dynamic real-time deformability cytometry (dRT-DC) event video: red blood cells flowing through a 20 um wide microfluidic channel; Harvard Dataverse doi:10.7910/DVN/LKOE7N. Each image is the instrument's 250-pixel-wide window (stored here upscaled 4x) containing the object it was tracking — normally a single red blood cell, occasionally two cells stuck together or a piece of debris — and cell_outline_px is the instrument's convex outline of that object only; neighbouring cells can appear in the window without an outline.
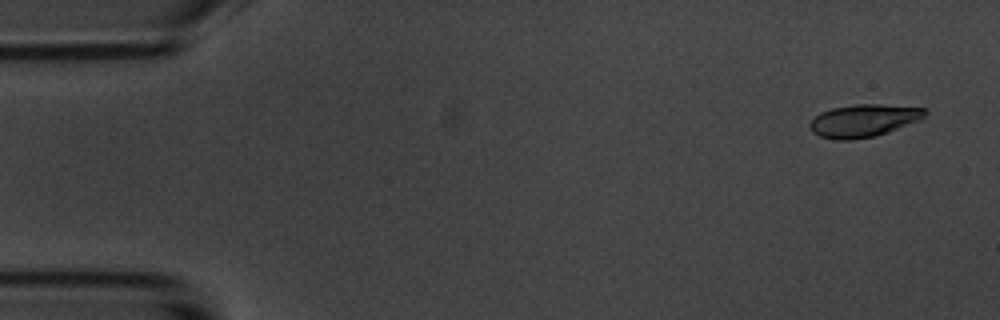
{"species": "common noctule bat (a hibernating species)", "species_latin": "Nyctalus noctula", "temperature_condition": "room temperature", "stored_images_in_passage": 4, "camera_frame_rate_fps": 3000, "um_per_image_px": 0.085, "animal": {"sex": "male", "body_mass_g": 20.1, "forearm_length_mm": 53.5}, "frame": {"image": 1, "passage_image": 1, "time_ms": 0.0, "image_size_px": [1000, 320], "cell_outline_px": [[928, 112], [920, 120], [888, 132], [876, 136], [852, 140], [836, 140], [820, 136], [812, 132], [808, 124], [820, 112], [832, 108], [856, 104], [880, 104], [928, 108]], "centroid_in_image_um": [73.42, 10.25], "position_along_channel_um": 11.6, "area_um2": 22.02}}
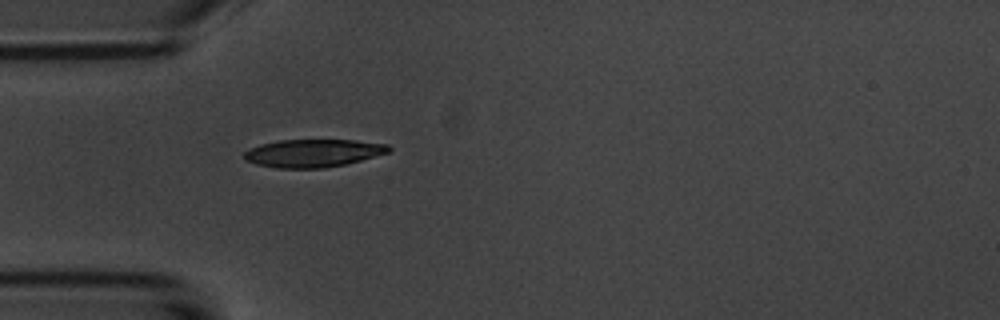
{"frame": {"image": 2, "passage_image": 4, "time_ms": 4.333, "image_size_px": [1000, 320], "cell_outline_px": [[392, 152], [344, 164], [324, 168], [276, 168], [256, 164], [244, 160], [244, 152], [260, 144], [280, 140], [356, 140], [388, 144], [392, 148]], "centroid_in_image_um": [26.64, 13.01], "position_along_channel_um": 58.4, "area_um2": 23.52}}